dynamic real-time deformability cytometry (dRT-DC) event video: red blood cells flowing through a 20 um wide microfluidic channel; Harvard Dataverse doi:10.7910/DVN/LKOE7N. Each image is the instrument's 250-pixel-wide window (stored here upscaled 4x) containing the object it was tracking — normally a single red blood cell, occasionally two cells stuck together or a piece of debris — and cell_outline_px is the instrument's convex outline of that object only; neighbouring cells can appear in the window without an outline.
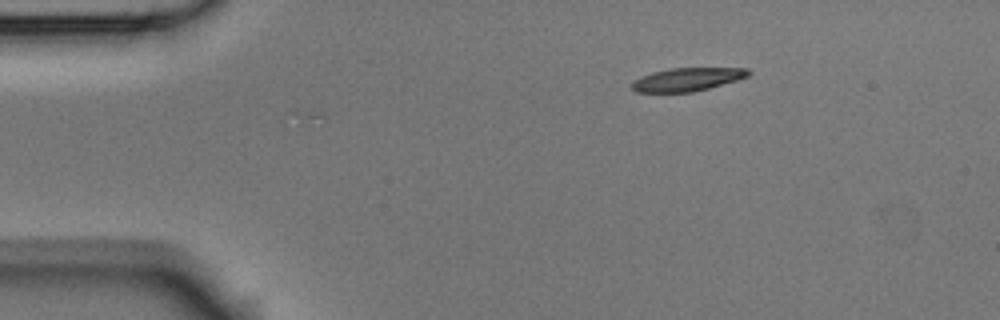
{"species": "Egyptian fruit bat (a non-hibernating species)", "species_latin": "Rousettus aegyptiacus", "temperature_condition": "room temperature", "stored_images_in_passage": 46, "camera_frame_rate_fps": 3000, "um_per_image_px": 0.085, "animal": {"sex": "male"}, "frame": {"image": 1, "passage_image": 1, "time_ms": 0.0, "image_size_px": [1000, 320], "cell_outline_px": [[752, 72], [748, 76], [736, 80], [708, 88], [692, 92], [636, 92], [632, 88], [632, 80], [640, 76], [652, 72], [668, 68], [748, 68]], "centroid_in_image_um": [58.38, 6.74], "position_along_channel_um": 26.6, "area_um2": 15.78}}
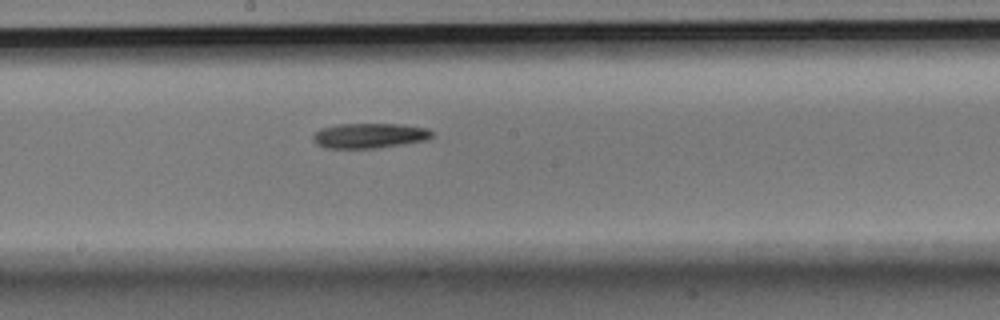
{"frame": {"image": 2, "passage_image": 21, "time_ms": 6.667, "image_size_px": [1000, 320], "cell_outline_px": [[432, 136], [428, 140], [404, 144], [376, 148], [324, 148], [316, 144], [312, 140], [312, 136], [320, 128], [336, 124], [400, 124], [428, 128], [432, 132]], "centroid_in_image_um": [31.38, 11.53], "position_along_channel_um": 216.8, "area_um2": 17.51}}
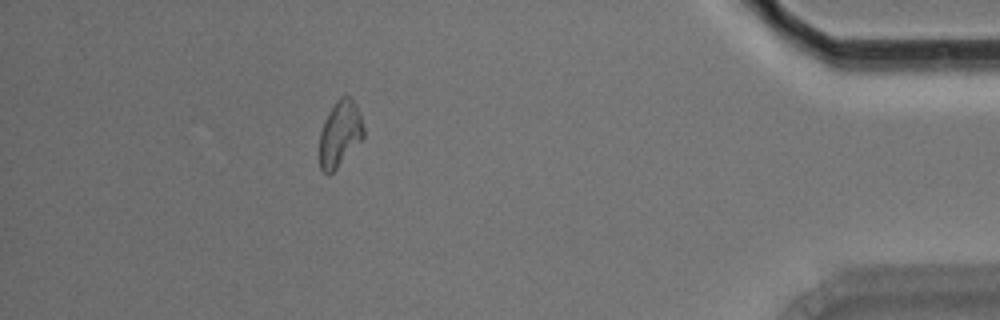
{"frame": {"image": 3, "passage_image": 40, "time_ms": 13.0, "image_size_px": [1000, 320], "cell_outline_px": [[364, 136], [336, 168], [328, 176], [320, 168], [320, 132], [324, 120], [328, 112], [344, 96], [348, 96], [356, 104], [364, 128]], "centroid_in_image_um": [28.88, 11.39], "position_along_channel_um": 406.3, "area_um2": 16.36}, "authors_computed_cell_mechanics": {"area_um2": 17.34, "velocity_mm_per_s": 3.7654, "shape_relaxation_time_tau1_ms": 6.7752, "shape_relaxation_time_tau2_ms": null, "deformation_change_tau1": 0.1826, "deformation_change_tau2": null}}